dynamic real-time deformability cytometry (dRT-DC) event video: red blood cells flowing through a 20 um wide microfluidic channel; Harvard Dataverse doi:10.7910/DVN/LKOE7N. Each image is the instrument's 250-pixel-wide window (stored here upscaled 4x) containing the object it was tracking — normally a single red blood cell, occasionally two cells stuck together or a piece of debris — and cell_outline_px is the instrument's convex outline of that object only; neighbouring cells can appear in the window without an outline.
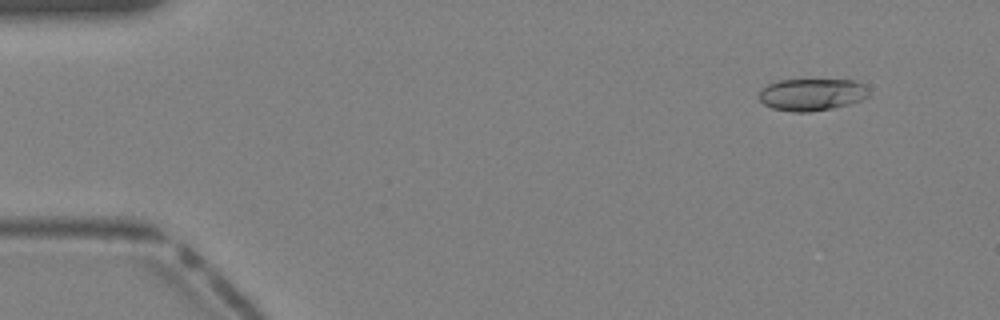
{"species": "Egyptian fruit bat (a non-hibernating species)", "species_latin": "Rousettus aegyptiacus", "temperature_condition": "warm", "stored_images_in_passage": 9, "camera_frame_rate_fps": 3000, "um_per_image_px": 0.085, "animal": {"sex": "female"}, "frame": {"image": 1, "passage_image": 1, "time_ms": 0.0, "image_size_px": [1000, 320], "cell_outline_px": [[868, 96], [860, 100], [848, 104], [832, 108], [808, 112], [792, 112], [772, 108], [764, 104], [760, 100], [760, 92], [768, 84], [776, 80], [852, 80], [860, 84], [868, 92]], "centroid_in_image_um": [68.95, 8.04], "position_along_channel_um": 16.0, "area_um2": 20.17}}